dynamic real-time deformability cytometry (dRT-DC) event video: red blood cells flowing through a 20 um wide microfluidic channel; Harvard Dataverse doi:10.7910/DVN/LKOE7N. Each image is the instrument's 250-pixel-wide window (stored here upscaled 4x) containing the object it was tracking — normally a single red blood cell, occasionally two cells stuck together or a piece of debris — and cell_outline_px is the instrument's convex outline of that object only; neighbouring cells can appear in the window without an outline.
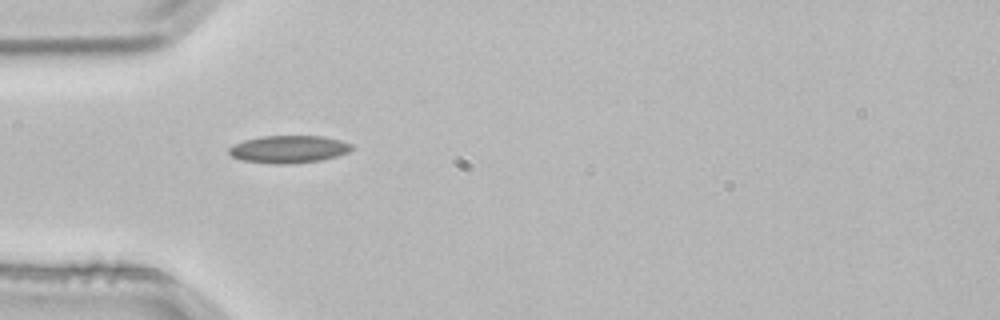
{"species": "common noctule bat (a hibernating species)", "species_latin": "Nyctalus noctula", "temperature_condition": "room temperature", "stored_images_in_passage": 1, "camera_frame_rate_fps": 3000, "um_per_image_px": 0.085, "animal": {"sex": "male", "body_mass_g": 21.5, "forearm_length_mm": 52.0}, "frame": {"image": 1, "passage_image": 1, "time_ms": 0.0, "image_size_px": [1000, 320], "cell_outline_px": [[352, 148], [348, 152], [336, 156], [320, 160], [288, 164], [272, 164], [240, 160], [232, 156], [228, 152], [228, 148], [244, 140], [260, 136], [324, 136], [340, 140], [352, 144]], "centroid_in_image_um": [24.52, 12.68], "position_along_channel_um": 60.5, "area_um2": 19.65}}